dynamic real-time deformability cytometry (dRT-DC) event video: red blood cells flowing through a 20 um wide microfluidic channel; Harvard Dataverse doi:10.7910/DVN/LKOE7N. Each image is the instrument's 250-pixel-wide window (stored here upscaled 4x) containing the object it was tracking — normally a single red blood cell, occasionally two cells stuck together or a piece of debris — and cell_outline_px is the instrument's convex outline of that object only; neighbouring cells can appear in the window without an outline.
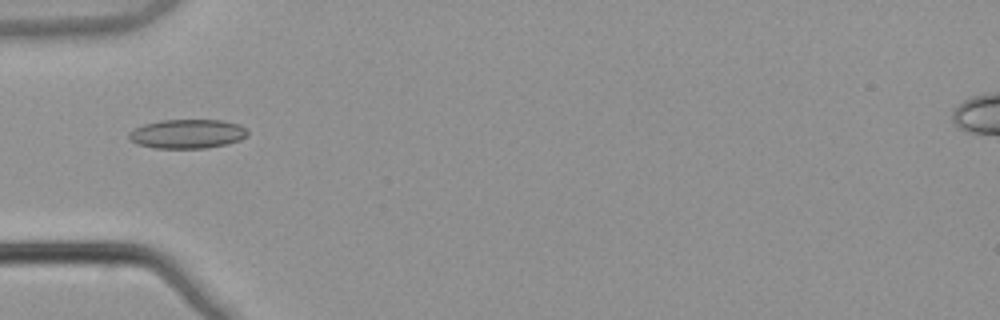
{"species": "common noctule bat (a hibernating species)", "species_latin": "Nyctalus noctula", "temperature_condition": "warm", "stored_images_in_passage": 5, "camera_frame_rate_fps": 3000, "um_per_image_px": 0.085, "animal": {"sex": "male", "body_mass_g": 21.5, "forearm_length_mm": 52.0}, "frame": {"image": 1, "passage_image": 5, "time_ms": 1.333, "image_size_px": [1000, 320], "cell_outline_px": [[248, 132], [240, 140], [224, 144], [204, 148], [156, 148], [136, 144], [128, 136], [128, 132], [144, 124], [160, 120], [220, 120], [240, 124]], "centroid_in_image_um": [15.89, 11.37], "position_along_channel_um": 69.1, "area_um2": 19.94}}